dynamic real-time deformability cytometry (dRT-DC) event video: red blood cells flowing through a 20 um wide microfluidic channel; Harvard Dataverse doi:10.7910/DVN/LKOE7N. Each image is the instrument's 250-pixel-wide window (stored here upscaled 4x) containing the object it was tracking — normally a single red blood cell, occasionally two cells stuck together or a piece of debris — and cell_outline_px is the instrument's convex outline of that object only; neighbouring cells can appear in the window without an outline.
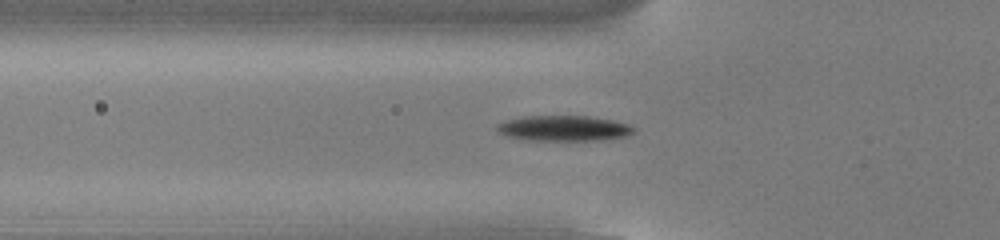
{"species": "common noctule bat (a hibernating species)", "species_latin": "Nyctalus noctula", "temperature_condition": "cold", "stored_images_in_passage": 54, "camera_frame_rate_fps": 3000, "um_per_image_px": 0.085, "animal": {"sex": "male", "body_mass_g": 13.0, "forearm_length_mm": 53.1}, "frame": {"image": 1, "passage_image": 19, "time_ms": 6.0, "image_size_px": [1000, 240], "cell_outline_px": [[636, 132], [624, 136], [600, 140], [532, 140], [508, 136], [500, 132], [496, 128], [496, 124], [508, 120], [524, 116], [588, 116], [612, 120], [628, 124], [636, 128]], "centroid_in_image_um": [47.96, 10.9], "position_along_channel_um": 77.8, "area_um2": 20.06}}
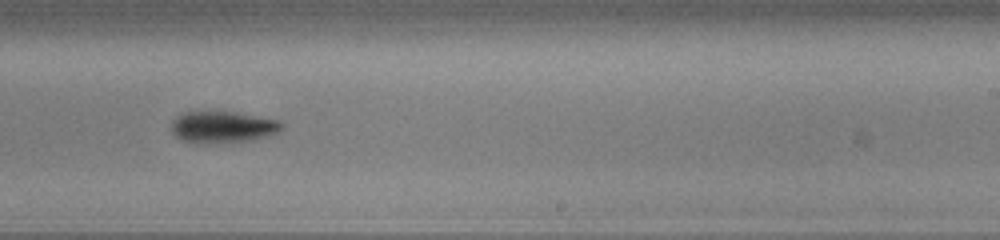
{"frame": {"image": 2, "passage_image": 34, "time_ms": 11.0, "image_size_px": [1000, 240], "cell_outline_px": [[284, 128], [280, 132], [268, 136], [252, 140], [208, 144], [192, 144], [180, 140], [172, 132], [172, 120], [180, 112], [236, 112], [280, 120], [284, 124]], "centroid_in_image_um": [18.93, 10.81], "position_along_channel_um": 270.1, "area_um2": 20.87}}
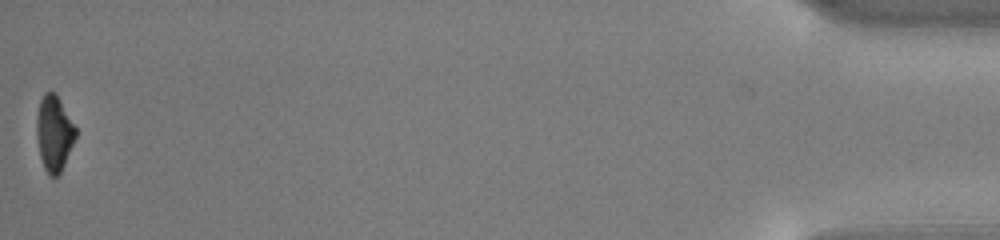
{"frame": {"image": 3, "passage_image": 54, "time_ms": 17.667, "image_size_px": [1000, 240], "cell_outline_px": [[76, 136], [64, 164], [60, 172], [56, 176], [48, 176], [44, 168], [40, 156], [36, 136], [36, 116], [40, 100], [44, 92], [56, 92], [76, 128]], "centroid_in_image_um": [4.58, 11.31], "position_along_channel_um": 430.6, "area_um2": 17.17}, "authors_computed_cell_mechanics": {"area_um2": 19.1318, "velocity_mm_per_s": 3.8451, "shape_relaxation_time_tau1_ms": 1.9294, "shape_relaxation_time_tau2_ms": null, "deformation_change_tau1": 0.1255, "deformation_change_tau2": null}}